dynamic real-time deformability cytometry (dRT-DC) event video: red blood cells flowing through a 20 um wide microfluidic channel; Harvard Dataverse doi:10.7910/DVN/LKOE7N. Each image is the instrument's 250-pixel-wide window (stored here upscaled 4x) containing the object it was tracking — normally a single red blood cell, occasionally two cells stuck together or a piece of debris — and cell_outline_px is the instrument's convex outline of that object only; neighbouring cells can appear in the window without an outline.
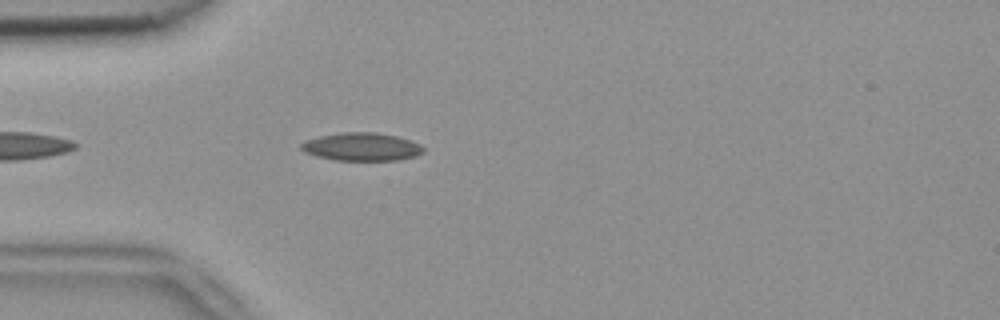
{"species": "common noctule bat (a hibernating species)", "species_latin": "Nyctalus noctula", "temperature_condition": "room temperature", "stored_images_in_passage": 5, "camera_frame_rate_fps": 3000, "um_per_image_px": 0.085, "animal": {"sex": "female", "body_mass_g": 18.4}, "frame": {"image": 1, "passage_image": 5, "time_ms": 1.333, "image_size_px": [1000, 320], "cell_outline_px": [[424, 152], [416, 156], [396, 160], [336, 160], [316, 156], [304, 152], [300, 148], [300, 144], [304, 140], [320, 136], [344, 132], [376, 132], [396, 136], [412, 140], [420, 144], [424, 148]], "centroid_in_image_um": [30.74, 12.47], "position_along_channel_um": 54.3, "area_um2": 20.06}}